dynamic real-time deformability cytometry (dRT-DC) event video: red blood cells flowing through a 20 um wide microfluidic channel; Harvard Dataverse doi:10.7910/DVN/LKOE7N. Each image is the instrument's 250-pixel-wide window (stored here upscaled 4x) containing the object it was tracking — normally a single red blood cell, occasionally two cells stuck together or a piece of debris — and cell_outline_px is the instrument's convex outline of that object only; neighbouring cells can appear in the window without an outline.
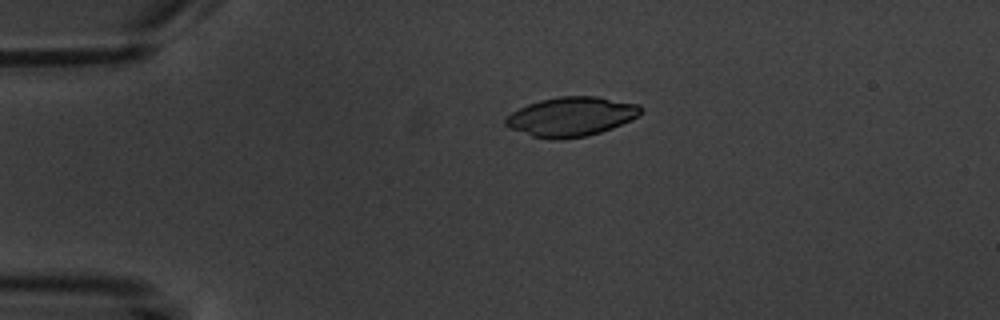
{"species": "common noctule bat (a hibernating species)", "species_latin": "Nyctalus noctula", "temperature_condition": "warm", "stored_images_in_passage": 5, "camera_frame_rate_fps": 3000, "um_per_image_px": 0.085, "animal": {"sex": "male", "body_mass_g": 20.1, "forearm_length_mm": 53.5}, "frame": {"image": 1, "passage_image": 4, "time_ms": 3.667, "image_size_px": [1000, 320], "cell_outline_px": [[644, 108], [636, 116], [612, 128], [600, 132], [584, 136], [560, 140], [556, 140], [532, 136], [508, 128], [504, 124], [504, 120], [512, 112], [528, 104], [540, 100], [560, 96], [596, 96], [640, 104]], "centroid_in_image_um": [48.53, 9.91], "position_along_channel_um": 36.5, "area_um2": 30.81}}